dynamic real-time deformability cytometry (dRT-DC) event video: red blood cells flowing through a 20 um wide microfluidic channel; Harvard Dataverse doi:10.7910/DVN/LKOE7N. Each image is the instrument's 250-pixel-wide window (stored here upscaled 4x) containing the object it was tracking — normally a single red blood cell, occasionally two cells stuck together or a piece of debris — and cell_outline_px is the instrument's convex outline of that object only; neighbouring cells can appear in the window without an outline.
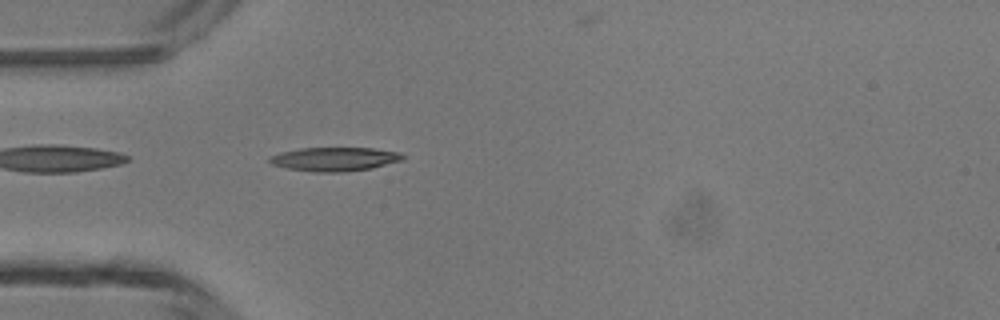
{"species": "common noctule bat (a hibernating species)", "species_latin": "Nyctalus noctula", "temperature_condition": "room temperature", "stored_images_in_passage": 34, "camera_frame_rate_fps": 3000, "um_per_image_px": 0.085, "animal": {"sex": "male", "body_mass_g": 13.3}, "frame": {"image": 1, "passage_image": 2, "time_ms": 0.333, "image_size_px": [1000, 320], "cell_outline_px": [[404, 160], [372, 168], [340, 172], [316, 172], [288, 168], [272, 164], [268, 160], [272, 156], [280, 152], [300, 148], [372, 148], [400, 152], [404, 156]], "centroid_in_image_um": [28.48, 13.52], "position_along_channel_um": 56.5, "area_um2": 18.38}}
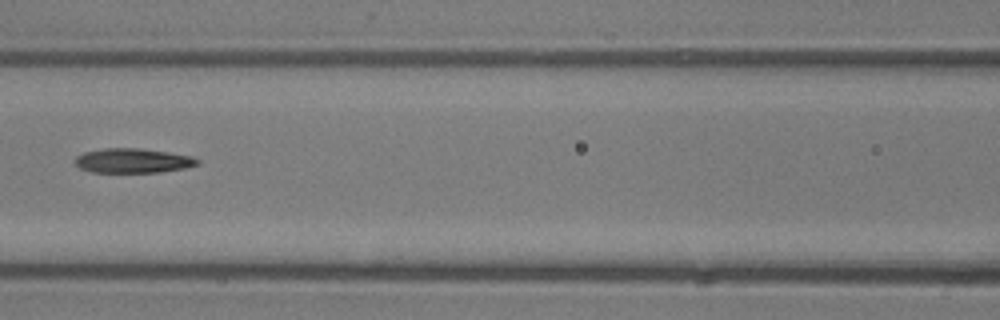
{"frame": {"image": 2, "passage_image": 9, "time_ms": 2.667, "image_size_px": [1000, 320], "cell_outline_px": [[200, 160], [196, 164], [184, 168], [156, 172], [92, 172], [80, 168], [76, 164], [76, 156], [84, 152], [104, 148], [140, 148], [192, 156]], "centroid_in_image_um": [11.26, 13.65], "position_along_channel_um": 155.3, "area_um2": 17.22}}
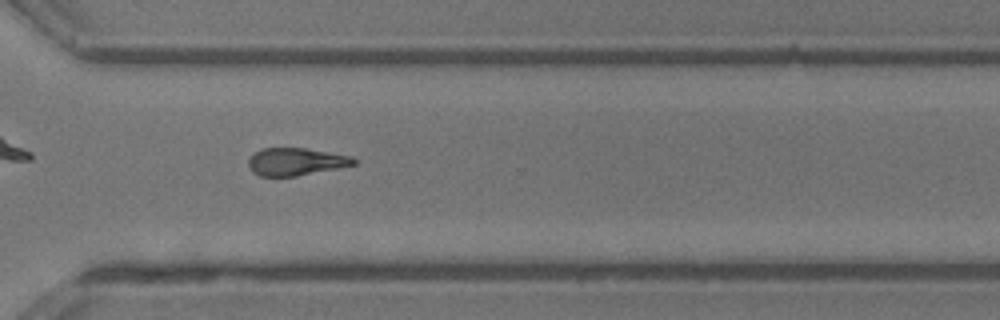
{"frame": {"image": 3, "passage_image": 22, "time_ms": 7.0, "image_size_px": [1000, 320], "cell_outline_px": [[356, 164], [296, 176], [260, 176], [252, 172], [248, 164], [248, 160], [260, 148], [304, 148], [352, 156], [356, 160]], "centroid_in_image_um": [25.13, 13.74], "position_along_channel_um": 345.5, "area_um2": 16.7}, "authors_computed_cell_mechanics": {"area_um2": 17.2822, "velocity_mm_per_s": 4.4052, "shape_relaxation_time_tau1_ms": 7.3225, "shape_relaxation_time_tau2_ms": 5.7307, "deformation_change_tau1": 0.2067, "deformation_change_tau2": 0.179}}